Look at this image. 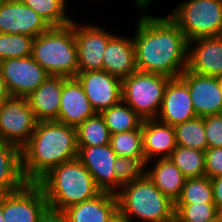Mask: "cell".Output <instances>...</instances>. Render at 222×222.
Masks as SVG:
<instances>
[{"mask_svg":"<svg viewBox=\"0 0 222 222\" xmlns=\"http://www.w3.org/2000/svg\"><path fill=\"white\" fill-rule=\"evenodd\" d=\"M215 204L211 179L207 176L189 178L174 204Z\"/></svg>","mask_w":222,"mask_h":222,"instance_id":"cell-29","label":"cell"},{"mask_svg":"<svg viewBox=\"0 0 222 222\" xmlns=\"http://www.w3.org/2000/svg\"><path fill=\"white\" fill-rule=\"evenodd\" d=\"M217 80H218V84H219L220 90H221V92H222V75H221V76H218V77H217Z\"/></svg>","mask_w":222,"mask_h":222,"instance_id":"cell-44","label":"cell"},{"mask_svg":"<svg viewBox=\"0 0 222 222\" xmlns=\"http://www.w3.org/2000/svg\"><path fill=\"white\" fill-rule=\"evenodd\" d=\"M216 220L217 222H222V209L217 211Z\"/></svg>","mask_w":222,"mask_h":222,"instance_id":"cell-43","label":"cell"},{"mask_svg":"<svg viewBox=\"0 0 222 222\" xmlns=\"http://www.w3.org/2000/svg\"><path fill=\"white\" fill-rule=\"evenodd\" d=\"M145 158L118 157L113 165L116 179L122 184H126L142 178L145 175Z\"/></svg>","mask_w":222,"mask_h":222,"instance_id":"cell-34","label":"cell"},{"mask_svg":"<svg viewBox=\"0 0 222 222\" xmlns=\"http://www.w3.org/2000/svg\"><path fill=\"white\" fill-rule=\"evenodd\" d=\"M31 56L48 75L75 78L78 73L75 22L50 27L36 36Z\"/></svg>","mask_w":222,"mask_h":222,"instance_id":"cell-5","label":"cell"},{"mask_svg":"<svg viewBox=\"0 0 222 222\" xmlns=\"http://www.w3.org/2000/svg\"><path fill=\"white\" fill-rule=\"evenodd\" d=\"M170 78L137 70L122 79V101L143 120L156 119Z\"/></svg>","mask_w":222,"mask_h":222,"instance_id":"cell-7","label":"cell"},{"mask_svg":"<svg viewBox=\"0 0 222 222\" xmlns=\"http://www.w3.org/2000/svg\"><path fill=\"white\" fill-rule=\"evenodd\" d=\"M205 176L210 179L222 175V147L205 151Z\"/></svg>","mask_w":222,"mask_h":222,"instance_id":"cell-36","label":"cell"},{"mask_svg":"<svg viewBox=\"0 0 222 222\" xmlns=\"http://www.w3.org/2000/svg\"><path fill=\"white\" fill-rule=\"evenodd\" d=\"M51 26L21 0H0V33L36 37Z\"/></svg>","mask_w":222,"mask_h":222,"instance_id":"cell-14","label":"cell"},{"mask_svg":"<svg viewBox=\"0 0 222 222\" xmlns=\"http://www.w3.org/2000/svg\"><path fill=\"white\" fill-rule=\"evenodd\" d=\"M48 206L45 193L37 183H27L22 189L3 195L4 222H38Z\"/></svg>","mask_w":222,"mask_h":222,"instance_id":"cell-11","label":"cell"},{"mask_svg":"<svg viewBox=\"0 0 222 222\" xmlns=\"http://www.w3.org/2000/svg\"><path fill=\"white\" fill-rule=\"evenodd\" d=\"M108 222H129L125 217H123L119 212H117Z\"/></svg>","mask_w":222,"mask_h":222,"instance_id":"cell-41","label":"cell"},{"mask_svg":"<svg viewBox=\"0 0 222 222\" xmlns=\"http://www.w3.org/2000/svg\"><path fill=\"white\" fill-rule=\"evenodd\" d=\"M70 222H108L118 212L116 194L100 192L94 198L64 210Z\"/></svg>","mask_w":222,"mask_h":222,"instance_id":"cell-22","label":"cell"},{"mask_svg":"<svg viewBox=\"0 0 222 222\" xmlns=\"http://www.w3.org/2000/svg\"><path fill=\"white\" fill-rule=\"evenodd\" d=\"M37 184L43 189L48 206L58 210L92 199L101 192L77 158L52 168Z\"/></svg>","mask_w":222,"mask_h":222,"instance_id":"cell-3","label":"cell"},{"mask_svg":"<svg viewBox=\"0 0 222 222\" xmlns=\"http://www.w3.org/2000/svg\"><path fill=\"white\" fill-rule=\"evenodd\" d=\"M169 17L188 42L222 36V0H187L173 9Z\"/></svg>","mask_w":222,"mask_h":222,"instance_id":"cell-6","label":"cell"},{"mask_svg":"<svg viewBox=\"0 0 222 222\" xmlns=\"http://www.w3.org/2000/svg\"><path fill=\"white\" fill-rule=\"evenodd\" d=\"M11 97L12 95L7 88L6 81L2 78L0 74V105Z\"/></svg>","mask_w":222,"mask_h":222,"instance_id":"cell-39","label":"cell"},{"mask_svg":"<svg viewBox=\"0 0 222 222\" xmlns=\"http://www.w3.org/2000/svg\"><path fill=\"white\" fill-rule=\"evenodd\" d=\"M116 197L118 212L129 222L133 217L144 222H175L174 202L146 174L122 185Z\"/></svg>","mask_w":222,"mask_h":222,"instance_id":"cell-4","label":"cell"},{"mask_svg":"<svg viewBox=\"0 0 222 222\" xmlns=\"http://www.w3.org/2000/svg\"><path fill=\"white\" fill-rule=\"evenodd\" d=\"M142 143L146 166L159 155L161 159L169 158L177 146L173 126L157 119L143 120Z\"/></svg>","mask_w":222,"mask_h":222,"instance_id":"cell-19","label":"cell"},{"mask_svg":"<svg viewBox=\"0 0 222 222\" xmlns=\"http://www.w3.org/2000/svg\"><path fill=\"white\" fill-rule=\"evenodd\" d=\"M38 222H70V220L64 210H58L47 206L40 215Z\"/></svg>","mask_w":222,"mask_h":222,"instance_id":"cell-37","label":"cell"},{"mask_svg":"<svg viewBox=\"0 0 222 222\" xmlns=\"http://www.w3.org/2000/svg\"><path fill=\"white\" fill-rule=\"evenodd\" d=\"M95 114L96 112L92 108L79 81L76 78L63 77L57 121L65 125L77 127Z\"/></svg>","mask_w":222,"mask_h":222,"instance_id":"cell-18","label":"cell"},{"mask_svg":"<svg viewBox=\"0 0 222 222\" xmlns=\"http://www.w3.org/2000/svg\"><path fill=\"white\" fill-rule=\"evenodd\" d=\"M110 145L118 157L144 158L142 125L137 130L112 134Z\"/></svg>","mask_w":222,"mask_h":222,"instance_id":"cell-31","label":"cell"},{"mask_svg":"<svg viewBox=\"0 0 222 222\" xmlns=\"http://www.w3.org/2000/svg\"><path fill=\"white\" fill-rule=\"evenodd\" d=\"M38 13L51 27L68 25L72 19L66 15L67 0H21Z\"/></svg>","mask_w":222,"mask_h":222,"instance_id":"cell-30","label":"cell"},{"mask_svg":"<svg viewBox=\"0 0 222 222\" xmlns=\"http://www.w3.org/2000/svg\"><path fill=\"white\" fill-rule=\"evenodd\" d=\"M214 203L217 210L222 209V175L211 179Z\"/></svg>","mask_w":222,"mask_h":222,"instance_id":"cell-38","label":"cell"},{"mask_svg":"<svg viewBox=\"0 0 222 222\" xmlns=\"http://www.w3.org/2000/svg\"><path fill=\"white\" fill-rule=\"evenodd\" d=\"M180 77L187 83L197 116L205 117L222 113V92L217 77L200 75L187 69Z\"/></svg>","mask_w":222,"mask_h":222,"instance_id":"cell-15","label":"cell"},{"mask_svg":"<svg viewBox=\"0 0 222 222\" xmlns=\"http://www.w3.org/2000/svg\"><path fill=\"white\" fill-rule=\"evenodd\" d=\"M187 70L200 75H222V36L199 38L189 42Z\"/></svg>","mask_w":222,"mask_h":222,"instance_id":"cell-17","label":"cell"},{"mask_svg":"<svg viewBox=\"0 0 222 222\" xmlns=\"http://www.w3.org/2000/svg\"><path fill=\"white\" fill-rule=\"evenodd\" d=\"M175 222H212L216 219L215 204H174Z\"/></svg>","mask_w":222,"mask_h":222,"instance_id":"cell-33","label":"cell"},{"mask_svg":"<svg viewBox=\"0 0 222 222\" xmlns=\"http://www.w3.org/2000/svg\"><path fill=\"white\" fill-rule=\"evenodd\" d=\"M75 78L96 113L122 101V80L105 70L78 72Z\"/></svg>","mask_w":222,"mask_h":222,"instance_id":"cell-12","label":"cell"},{"mask_svg":"<svg viewBox=\"0 0 222 222\" xmlns=\"http://www.w3.org/2000/svg\"><path fill=\"white\" fill-rule=\"evenodd\" d=\"M63 76L49 75L28 97V103L38 121H57L61 102Z\"/></svg>","mask_w":222,"mask_h":222,"instance_id":"cell-21","label":"cell"},{"mask_svg":"<svg viewBox=\"0 0 222 222\" xmlns=\"http://www.w3.org/2000/svg\"><path fill=\"white\" fill-rule=\"evenodd\" d=\"M0 74L12 97L27 98L49 76L32 56L0 61Z\"/></svg>","mask_w":222,"mask_h":222,"instance_id":"cell-9","label":"cell"},{"mask_svg":"<svg viewBox=\"0 0 222 222\" xmlns=\"http://www.w3.org/2000/svg\"><path fill=\"white\" fill-rule=\"evenodd\" d=\"M100 114L111 135L137 130L143 122V119L123 101L102 111Z\"/></svg>","mask_w":222,"mask_h":222,"instance_id":"cell-25","label":"cell"},{"mask_svg":"<svg viewBox=\"0 0 222 222\" xmlns=\"http://www.w3.org/2000/svg\"><path fill=\"white\" fill-rule=\"evenodd\" d=\"M27 183L22 173L21 149L0 141V195L17 192Z\"/></svg>","mask_w":222,"mask_h":222,"instance_id":"cell-23","label":"cell"},{"mask_svg":"<svg viewBox=\"0 0 222 222\" xmlns=\"http://www.w3.org/2000/svg\"><path fill=\"white\" fill-rule=\"evenodd\" d=\"M76 127L55 120L38 121L29 142L21 149L22 173L37 183L52 168L77 158Z\"/></svg>","mask_w":222,"mask_h":222,"instance_id":"cell-2","label":"cell"},{"mask_svg":"<svg viewBox=\"0 0 222 222\" xmlns=\"http://www.w3.org/2000/svg\"><path fill=\"white\" fill-rule=\"evenodd\" d=\"M145 174L172 202L180 197L186 178L170 158L157 157L153 168L145 170Z\"/></svg>","mask_w":222,"mask_h":222,"instance_id":"cell-24","label":"cell"},{"mask_svg":"<svg viewBox=\"0 0 222 222\" xmlns=\"http://www.w3.org/2000/svg\"><path fill=\"white\" fill-rule=\"evenodd\" d=\"M38 120L27 98L11 97L0 105V141L22 149L34 133Z\"/></svg>","mask_w":222,"mask_h":222,"instance_id":"cell-8","label":"cell"},{"mask_svg":"<svg viewBox=\"0 0 222 222\" xmlns=\"http://www.w3.org/2000/svg\"><path fill=\"white\" fill-rule=\"evenodd\" d=\"M118 155L109 144L101 146H78L77 159L93 177L101 192L116 194L122 184L116 179L113 165Z\"/></svg>","mask_w":222,"mask_h":222,"instance_id":"cell-10","label":"cell"},{"mask_svg":"<svg viewBox=\"0 0 222 222\" xmlns=\"http://www.w3.org/2000/svg\"><path fill=\"white\" fill-rule=\"evenodd\" d=\"M103 70L121 80L137 71L133 39L114 35L103 54Z\"/></svg>","mask_w":222,"mask_h":222,"instance_id":"cell-20","label":"cell"},{"mask_svg":"<svg viewBox=\"0 0 222 222\" xmlns=\"http://www.w3.org/2000/svg\"><path fill=\"white\" fill-rule=\"evenodd\" d=\"M77 146H101L110 143L111 134L101 114L87 118L76 127Z\"/></svg>","mask_w":222,"mask_h":222,"instance_id":"cell-27","label":"cell"},{"mask_svg":"<svg viewBox=\"0 0 222 222\" xmlns=\"http://www.w3.org/2000/svg\"><path fill=\"white\" fill-rule=\"evenodd\" d=\"M134 2L137 5V8L142 10H146V8L148 9L149 4L151 3V1H143V0H134Z\"/></svg>","mask_w":222,"mask_h":222,"instance_id":"cell-40","label":"cell"},{"mask_svg":"<svg viewBox=\"0 0 222 222\" xmlns=\"http://www.w3.org/2000/svg\"><path fill=\"white\" fill-rule=\"evenodd\" d=\"M2 215H3V195H0V222H4Z\"/></svg>","mask_w":222,"mask_h":222,"instance_id":"cell-42","label":"cell"},{"mask_svg":"<svg viewBox=\"0 0 222 222\" xmlns=\"http://www.w3.org/2000/svg\"><path fill=\"white\" fill-rule=\"evenodd\" d=\"M78 25L75 21L78 72L103 70V54L114 34L97 25Z\"/></svg>","mask_w":222,"mask_h":222,"instance_id":"cell-13","label":"cell"},{"mask_svg":"<svg viewBox=\"0 0 222 222\" xmlns=\"http://www.w3.org/2000/svg\"><path fill=\"white\" fill-rule=\"evenodd\" d=\"M157 120L170 126L197 117L194 111L187 83L181 78H170L163 95Z\"/></svg>","mask_w":222,"mask_h":222,"instance_id":"cell-16","label":"cell"},{"mask_svg":"<svg viewBox=\"0 0 222 222\" xmlns=\"http://www.w3.org/2000/svg\"><path fill=\"white\" fill-rule=\"evenodd\" d=\"M176 145L205 151L208 143L205 135L204 117H195L173 126Z\"/></svg>","mask_w":222,"mask_h":222,"instance_id":"cell-26","label":"cell"},{"mask_svg":"<svg viewBox=\"0 0 222 222\" xmlns=\"http://www.w3.org/2000/svg\"><path fill=\"white\" fill-rule=\"evenodd\" d=\"M186 179L205 176V152L177 145L169 157Z\"/></svg>","mask_w":222,"mask_h":222,"instance_id":"cell-28","label":"cell"},{"mask_svg":"<svg viewBox=\"0 0 222 222\" xmlns=\"http://www.w3.org/2000/svg\"><path fill=\"white\" fill-rule=\"evenodd\" d=\"M133 43L139 71L176 78L187 68L189 42L169 16L142 14Z\"/></svg>","mask_w":222,"mask_h":222,"instance_id":"cell-1","label":"cell"},{"mask_svg":"<svg viewBox=\"0 0 222 222\" xmlns=\"http://www.w3.org/2000/svg\"><path fill=\"white\" fill-rule=\"evenodd\" d=\"M34 37L24 34L0 33V61L30 57Z\"/></svg>","mask_w":222,"mask_h":222,"instance_id":"cell-32","label":"cell"},{"mask_svg":"<svg viewBox=\"0 0 222 222\" xmlns=\"http://www.w3.org/2000/svg\"><path fill=\"white\" fill-rule=\"evenodd\" d=\"M208 148L222 147V113L204 117Z\"/></svg>","mask_w":222,"mask_h":222,"instance_id":"cell-35","label":"cell"}]
</instances>
